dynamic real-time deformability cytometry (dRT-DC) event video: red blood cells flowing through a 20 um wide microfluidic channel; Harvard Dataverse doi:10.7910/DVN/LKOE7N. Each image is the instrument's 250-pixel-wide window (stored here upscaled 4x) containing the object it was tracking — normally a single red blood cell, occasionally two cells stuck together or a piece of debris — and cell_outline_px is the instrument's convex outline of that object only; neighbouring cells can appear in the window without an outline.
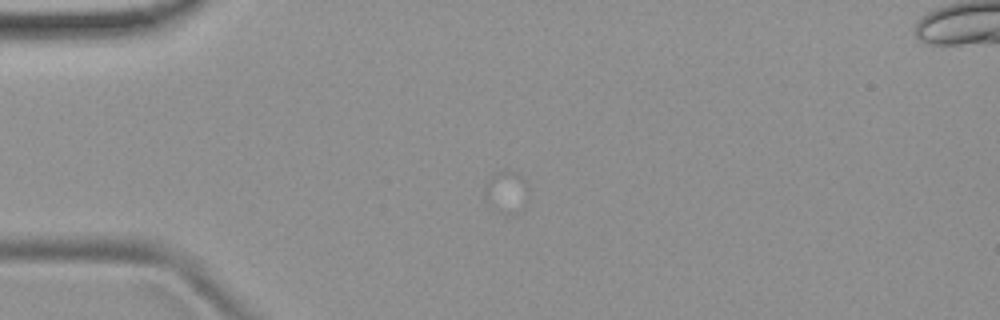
{"species": "common noctule bat (a hibernating species)", "species_latin": "Nyctalus noctula", "temperature_condition": "room temperature", "stored_images_in_passage": 5, "camera_frame_rate_fps": 3000, "um_per_image_px": 0.085, "animal": {"sex": "female", "body_mass_g": 19.9}, "frame": {"image": 1, "passage_image": 1, "time_ms": 0.0, "image_size_px": [1000, 320], "cell_outline_px": [[528, 200], [524, 208], [508, 216], [500, 212], [488, 204], [484, 200], [484, 184], [496, 172], [504, 168], [528, 180]], "centroid_in_image_um": [43.05, 16.32], "position_along_channel_um": 41.9, "area_um2": 11.21}}